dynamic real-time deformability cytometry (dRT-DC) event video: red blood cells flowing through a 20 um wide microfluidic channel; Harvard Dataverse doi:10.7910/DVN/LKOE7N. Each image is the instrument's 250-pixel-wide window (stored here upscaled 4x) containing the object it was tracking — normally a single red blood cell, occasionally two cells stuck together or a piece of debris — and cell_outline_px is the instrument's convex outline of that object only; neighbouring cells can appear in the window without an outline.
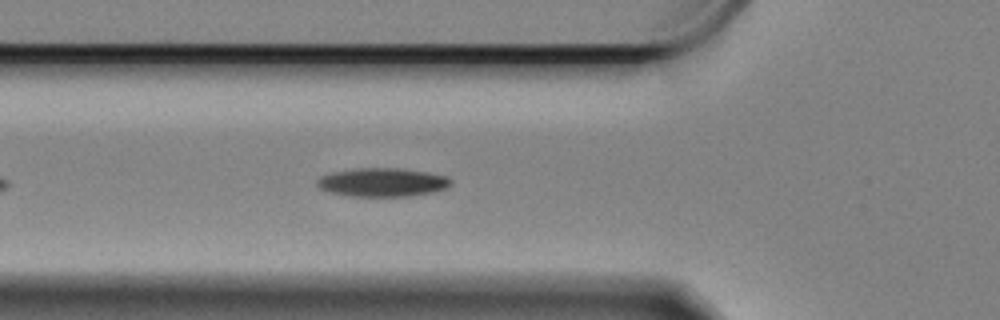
{"species": "Egyptian fruit bat (a non-hibernating species)", "species_latin": "Rousettus aegyptiacus", "temperature_condition": "cold", "stored_images_in_passage": 28, "camera_frame_rate_fps": 3000, "um_per_image_px": 0.085, "animal": {"sex": "female"}, "frame": {"image": 1, "passage_image": 9, "time_ms": 2.667, "image_size_px": [1000, 320], "cell_outline_px": [[452, 184], [448, 188], [436, 192], [408, 196], [348, 196], [332, 192], [320, 188], [316, 184], [316, 180], [320, 176], [332, 172], [356, 168], [404, 168], [428, 172], [448, 176], [452, 180]], "centroid_in_image_um": [32.56, 15.49], "position_along_channel_um": 93.2, "area_um2": 22.6}}
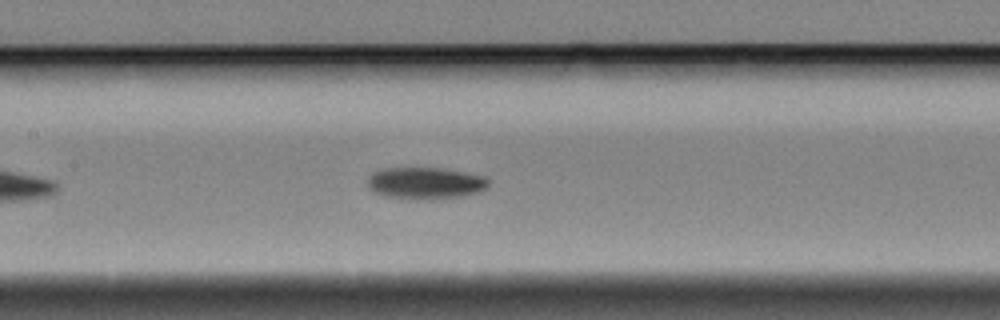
{"frame": {"image": 2, "passage_image": 16, "time_ms": 5.0, "image_size_px": [1000, 320], "cell_outline_px": [[488, 188], [480, 192], [460, 196], [384, 196], [368, 188], [368, 176], [372, 172], [384, 168], [440, 168], [488, 176]], "centroid_in_image_um": [36.18, 15.5], "position_along_channel_um": 171.2, "area_um2": 21.44}}
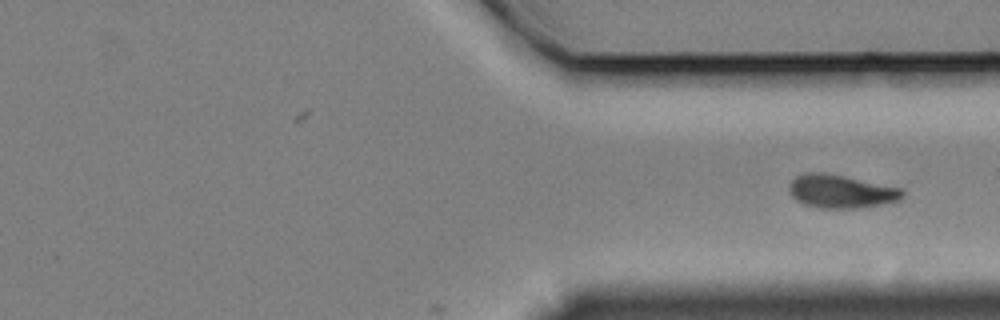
{"frame": {"image": 3, "passage_image": 28, "time_ms": 9.0, "image_size_px": [1000, 320], "cell_outline_px": [[904, 196], [900, 200], [884, 204], [856, 208], [820, 208], [804, 204], [796, 200], [792, 196], [788, 188], [788, 184], [796, 176], [808, 172], [820, 172], [844, 176], [904, 188]], "centroid_in_image_um": [71.51, 16.27], "position_along_channel_um": 339.9, "area_um2": 22.14}}